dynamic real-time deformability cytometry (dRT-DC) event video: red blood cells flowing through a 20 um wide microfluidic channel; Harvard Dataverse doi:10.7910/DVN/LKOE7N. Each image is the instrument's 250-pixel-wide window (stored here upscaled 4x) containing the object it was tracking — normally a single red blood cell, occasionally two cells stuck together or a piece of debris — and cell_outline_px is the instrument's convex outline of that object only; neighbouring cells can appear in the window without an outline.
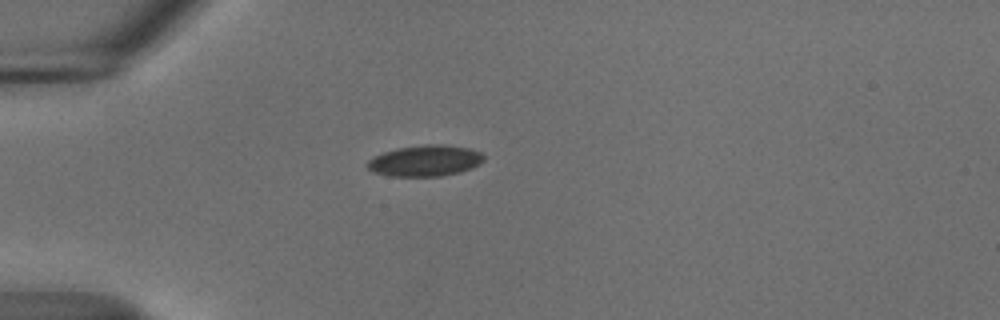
{"species": "common noctule bat (a hibernating species)", "species_latin": "Nyctalus noctula", "temperature_condition": "cold", "stored_images_in_passage": 34, "camera_frame_rate_fps": 3000, "um_per_image_px": 0.085, "animal": {"sex": "male", "body_mass_g": 18.8}, "frame": {"image": 1, "passage_image": 1, "time_ms": 0.0, "image_size_px": [1000, 320], "cell_outline_px": [[484, 160], [480, 164], [472, 168], [460, 172], [440, 176], [388, 176], [372, 172], [368, 168], [368, 160], [384, 152], [400, 148], [424, 144], [444, 144], [468, 148], [480, 152], [484, 156]], "centroid_in_image_um": [36.16, 13.66], "position_along_channel_um": 48.8, "area_um2": 21.04}}
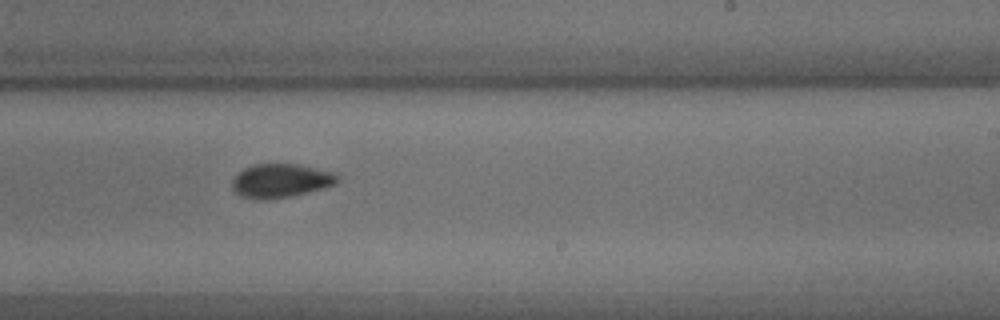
{"frame": {"image": 2, "passage_image": 20, "time_ms": 6.333, "image_size_px": [1000, 320], "cell_outline_px": [[340, 180], [336, 184], [324, 188], [292, 196], [268, 200], [260, 200], [240, 196], [232, 188], [232, 180], [244, 168], [252, 164], [296, 164], [336, 172], [340, 176]], "centroid_in_image_um": [23.9, 15.36], "position_along_channel_um": 265.1, "area_um2": 20.98}}
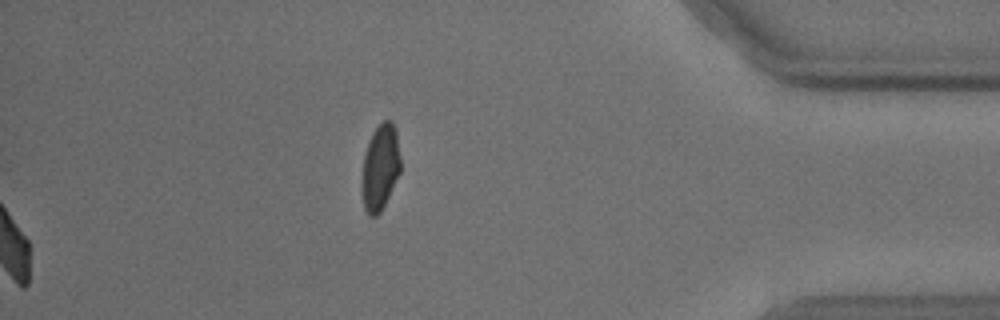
{"frame": {"image": 3, "passage_image": 34, "time_ms": 11.0, "image_size_px": [1000, 320], "cell_outline_px": [[400, 172], [380, 212], [376, 216], [368, 216], [364, 208], [360, 184], [364, 152], [368, 140], [372, 132], [384, 120], [392, 120], [396, 132], [400, 156]], "centroid_in_image_um": [32.28, 14.22], "position_along_channel_um": 402.9, "area_um2": 19.54}, "authors_computed_cell_mechanics": {"area_um2": 20.6924, "velocity_mm_per_s": 3.6901, "shape_relaxation_time_tau1_ms": 4.2374, "shape_relaxation_time_tau2_ms": 3.2524, "deformation_change_tau1": 0.1, "deformation_change_tau2": 0.064}}